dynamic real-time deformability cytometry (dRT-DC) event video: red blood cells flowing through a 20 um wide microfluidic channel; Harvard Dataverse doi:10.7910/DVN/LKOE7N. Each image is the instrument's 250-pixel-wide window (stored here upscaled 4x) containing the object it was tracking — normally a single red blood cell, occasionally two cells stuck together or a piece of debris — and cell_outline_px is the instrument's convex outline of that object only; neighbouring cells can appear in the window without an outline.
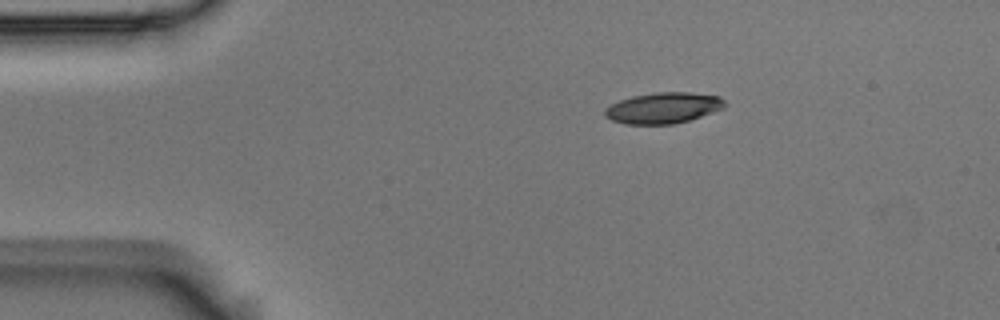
{"species": "Egyptian fruit bat (a non-hibernating species)", "species_latin": "Rousettus aegyptiacus", "temperature_condition": "room temperature", "stored_images_in_passage": 5, "camera_frame_rate_fps": 3000, "um_per_image_px": 0.085, "animal": {"sex": "male"}, "frame": {"image": 1, "passage_image": 5, "time_ms": 1.333, "image_size_px": [1000, 320], "cell_outline_px": [[724, 108], [688, 120], [672, 124], [624, 124], [612, 120], [604, 116], [604, 108], [620, 100], [632, 96], [656, 92], [688, 92], [720, 96], [724, 100]], "centroid_in_image_um": [56.34, 9.17], "position_along_channel_um": 28.7, "area_um2": 21.5}}